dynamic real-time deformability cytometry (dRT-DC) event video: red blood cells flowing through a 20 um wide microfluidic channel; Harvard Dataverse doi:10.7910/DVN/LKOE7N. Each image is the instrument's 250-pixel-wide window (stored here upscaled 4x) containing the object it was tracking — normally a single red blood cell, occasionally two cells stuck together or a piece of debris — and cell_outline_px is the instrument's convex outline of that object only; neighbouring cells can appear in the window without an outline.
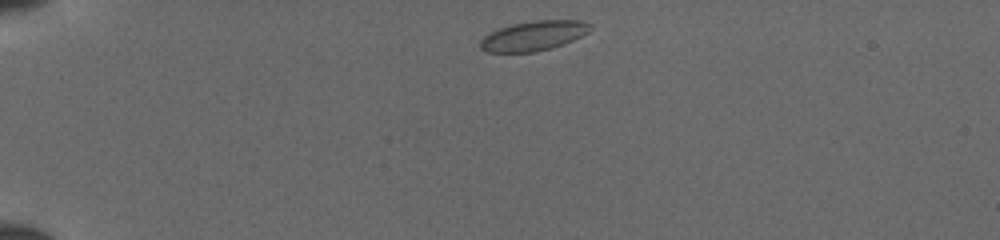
{"species": "common noctule bat (a hibernating species)", "species_latin": "Nyctalus noctula", "temperature_condition": "cold", "stored_images_in_passage": 39, "camera_frame_rate_fps": 3000, "um_per_image_px": 0.085, "animal": {"sex": "female", "body_mass_g": 19.5, "forearm_length_mm": 54.1}, "frame": {"image": 1, "passage_image": 1, "time_ms": 0.0, "image_size_px": [1000, 240], "cell_outline_px": [[592, 28], [588, 32], [564, 44], [536, 52], [488, 52], [480, 48], [480, 40], [484, 36], [500, 28], [512, 24], [536, 20], [580, 20], [592, 24]], "centroid_in_image_um": [45.37, 3.04], "position_along_channel_um": 39.6, "area_um2": 18.96}}
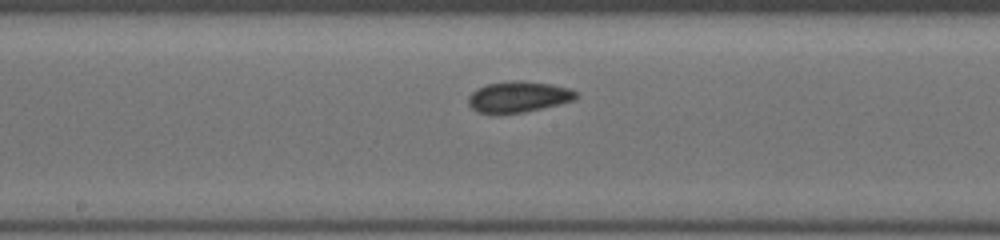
{"frame": {"image": 2, "passage_image": 17, "time_ms": 5.333, "image_size_px": [1000, 240], "cell_outline_px": [[576, 100], [524, 112], [496, 116], [476, 112], [468, 104], [468, 96], [476, 88], [488, 84], [512, 80], [524, 80], [552, 84], [568, 88], [576, 92]], "centroid_in_image_um": [44.0, 8.25], "position_along_channel_um": 204.2, "area_um2": 19.94}}
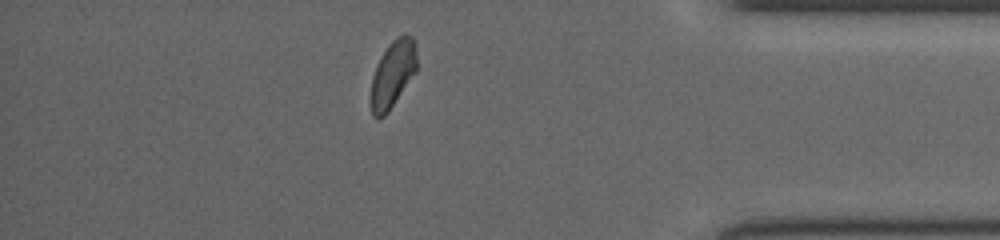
{"frame": {"image": 3, "passage_image": 33, "time_ms": 10.667, "image_size_px": [1000, 240], "cell_outline_px": [[416, 72], [388, 112], [384, 116], [376, 120], [372, 116], [372, 76], [380, 56], [388, 44], [396, 36], [404, 32], [412, 36], [416, 52]], "centroid_in_image_um": [33.39, 6.26], "position_along_channel_um": 401.8, "area_um2": 17.92}}